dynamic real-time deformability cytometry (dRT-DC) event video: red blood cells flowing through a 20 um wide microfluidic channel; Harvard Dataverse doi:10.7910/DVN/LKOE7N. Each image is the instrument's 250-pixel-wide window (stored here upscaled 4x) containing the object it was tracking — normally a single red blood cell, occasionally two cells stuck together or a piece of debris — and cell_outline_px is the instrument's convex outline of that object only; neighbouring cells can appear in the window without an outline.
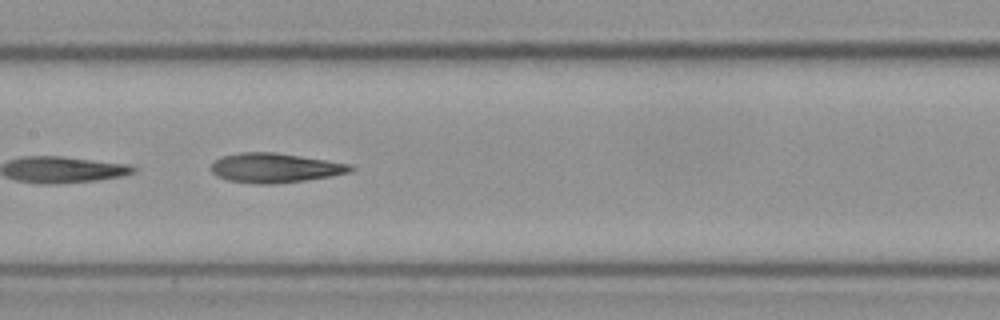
{"species": "Egyptian fruit bat (a non-hibernating species)", "species_latin": "Rousettus aegyptiacus", "temperature_condition": "cold", "stored_images_in_passage": 8, "camera_frame_rate_fps": 3000, "um_per_image_px": 0.085, "frame": {"image": 1, "passage_image": 8, "time_ms": 2.333, "image_size_px": [1000, 320], "cell_outline_px": [[356, 168], [352, 172], [332, 176], [304, 180], [272, 184], [256, 184], [228, 180], [216, 176], [208, 168], [220, 156], [240, 152], [276, 152], [352, 164]], "centroid_in_image_um": [23.38, 14.26], "position_along_channel_um": 184.0, "area_um2": 24.22}}